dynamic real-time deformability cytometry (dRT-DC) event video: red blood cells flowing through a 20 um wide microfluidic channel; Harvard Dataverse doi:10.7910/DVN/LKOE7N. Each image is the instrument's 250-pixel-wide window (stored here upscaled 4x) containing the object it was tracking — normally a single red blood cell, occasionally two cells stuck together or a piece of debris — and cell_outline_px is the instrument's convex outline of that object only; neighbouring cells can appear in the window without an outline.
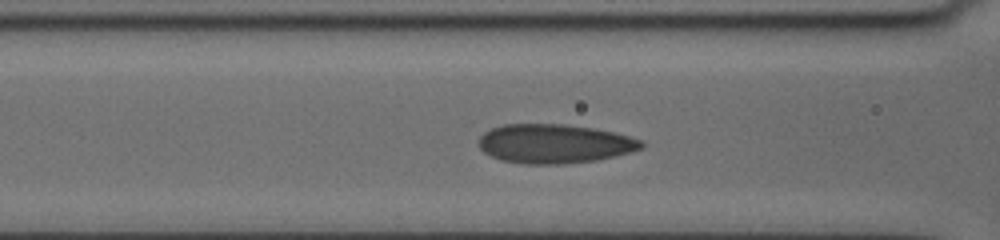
{"species": "human", "species_latin": "Homo sapiens", "temperature_condition": "cold", "stored_images_in_passage": 17, "segment_of_instrument_passage": [1, 2], "camera_frame_rate_fps": 3000, "um_per_image_px": 0.085, "donor": {"sex": "female"}, "frame": {"image": 1, "passage_image": 8, "time_ms": 4.0, "image_size_px": [1000, 240], "cell_outline_px": [[644, 148], [632, 152], [596, 160], [564, 164], [524, 164], [500, 160], [484, 152], [480, 148], [480, 136], [484, 132], [492, 128], [504, 124], [564, 124], [592, 128], [612, 132], [628, 136], [640, 140], [644, 144]], "centroid_in_image_um": [47.12, 12.22], "position_along_channel_um": 119.5, "area_um2": 36.99}}
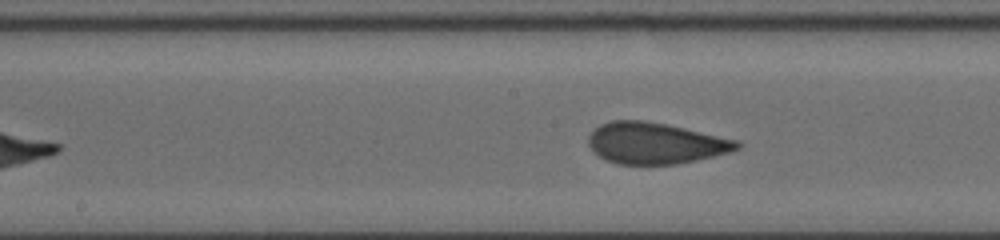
{"frame": {"image": 2, "passage_image": 14, "time_ms": 6.0, "image_size_px": [1000, 240], "cell_outline_px": [[744, 144], [740, 148], [732, 152], [696, 160], [676, 164], [616, 164], [604, 160], [588, 144], [588, 136], [600, 124], [612, 120], [644, 120], [668, 124], [736, 140]], "centroid_in_image_um": [55.72, 12.17], "position_along_channel_um": 192.5, "area_um2": 35.78}}
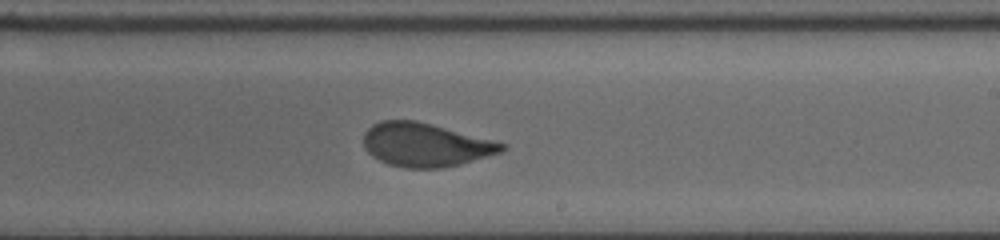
{"frame": {"image": 3, "passage_image": 16, "time_ms": 7.667, "image_size_px": [1000, 240], "cell_outline_px": [[508, 148], [500, 152], [460, 164], [440, 168], [404, 168], [388, 164], [372, 156], [364, 148], [364, 132], [372, 124], [380, 120], [416, 120], [508, 144]], "centroid_in_image_um": [36.14, 12.3], "position_along_channel_um": 252.9, "area_um2": 35.08}}